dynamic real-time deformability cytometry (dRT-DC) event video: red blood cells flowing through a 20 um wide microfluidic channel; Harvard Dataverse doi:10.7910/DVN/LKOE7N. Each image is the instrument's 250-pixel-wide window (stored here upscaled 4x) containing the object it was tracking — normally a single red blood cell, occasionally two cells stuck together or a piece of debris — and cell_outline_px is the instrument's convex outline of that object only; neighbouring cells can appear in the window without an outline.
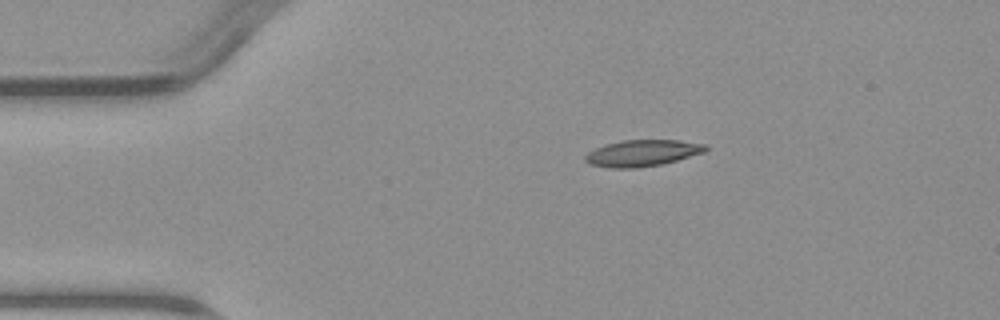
{"species": "common noctule bat (a hibernating species)", "species_latin": "Nyctalus noctula", "temperature_condition": "warm", "stored_images_in_passage": 5, "camera_frame_rate_fps": 3000, "um_per_image_px": 0.085, "animal": {"sex": "male", "body_mass_g": 23.1, "forearm_length_mm": 52.7}, "frame": {"image": 1, "passage_image": 1, "time_ms": 0.0, "image_size_px": [1000, 320], "cell_outline_px": [[708, 148], [704, 152], [676, 160], [660, 164], [636, 168], [608, 168], [588, 164], [584, 160], [584, 156], [588, 152], [596, 148], [608, 144], [624, 140], [680, 140], [708, 144]], "centroid_in_image_um": [54.59, 13.01], "position_along_channel_um": 30.4, "area_um2": 18.5}}
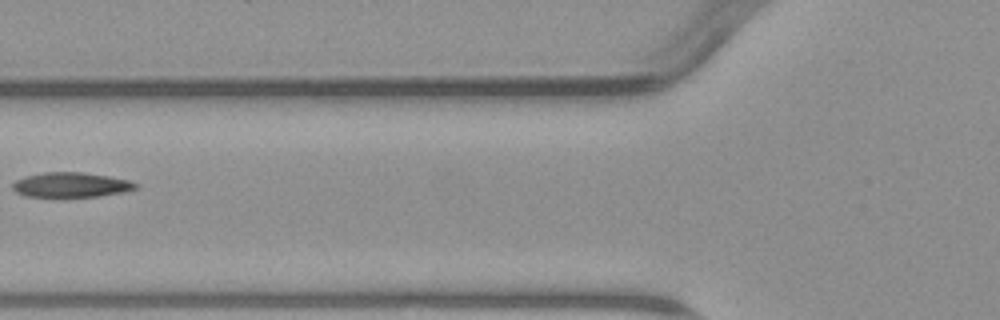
{"frame": {"image": 2, "passage_image": 4, "time_ms": 3.667, "image_size_px": [1000, 320], "cell_outline_px": [[140, 184], [136, 188], [124, 192], [100, 196], [24, 196], [16, 192], [12, 188], [12, 184], [16, 180], [24, 176], [44, 172], [84, 172], [108, 176], [128, 180]], "centroid_in_image_um": [6.04, 15.7], "position_along_channel_um": 119.8, "area_um2": 17.74}}
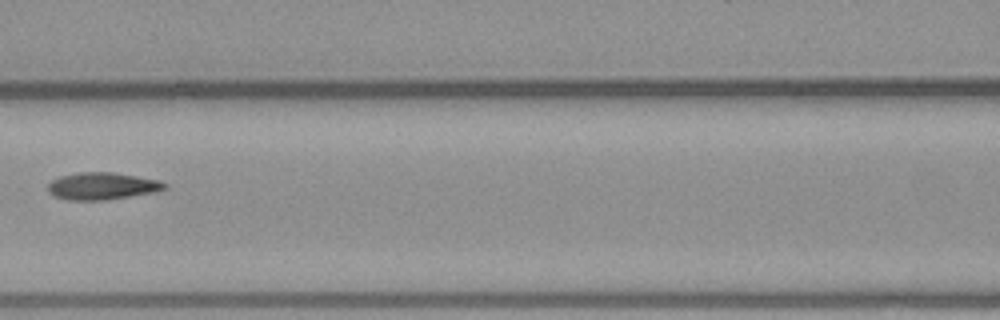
{"frame": {"image": 3, "passage_image": 5, "time_ms": 4.667, "image_size_px": [1000, 320], "cell_outline_px": [[168, 188], [156, 192], [104, 200], [68, 200], [52, 196], [48, 192], [48, 184], [52, 180], [60, 176], [80, 172], [112, 172], [160, 180], [168, 184]], "centroid_in_image_um": [8.69, 15.82], "position_along_channel_um": 157.9, "area_um2": 18.61}}